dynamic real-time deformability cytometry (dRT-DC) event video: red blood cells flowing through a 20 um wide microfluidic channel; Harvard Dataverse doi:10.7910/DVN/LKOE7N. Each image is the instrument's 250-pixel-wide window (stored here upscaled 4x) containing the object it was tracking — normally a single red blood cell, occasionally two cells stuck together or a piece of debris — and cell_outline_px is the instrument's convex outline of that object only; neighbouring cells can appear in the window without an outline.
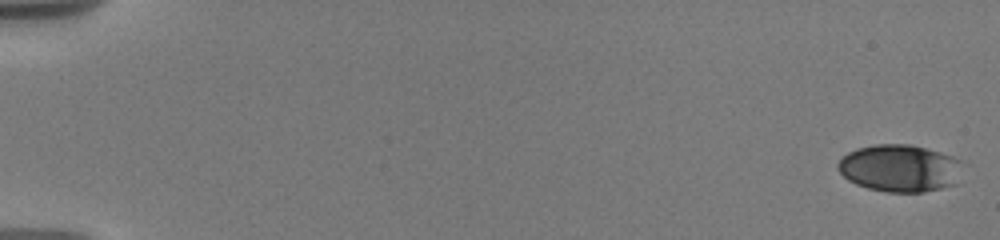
{"species": "human", "species_latin": "Homo sapiens", "temperature_condition": "warm", "stored_images_in_passage": 33, "camera_frame_rate_fps": 3000, "um_per_image_px": 0.085, "donor": {"sex": "male"}, "frame": {"image": 1, "passage_image": 1, "time_ms": 0.0, "image_size_px": [1000, 240], "cell_outline_px": [[960, 160], [956, 184], [924, 192], [884, 192], [868, 188], [856, 184], [848, 180], [836, 168], [836, 164], [848, 152], [856, 148], [876, 144], [912, 144], [952, 156]], "centroid_in_image_um": [76.43, 14.29], "position_along_channel_um": 8.6, "area_um2": 34.22}}
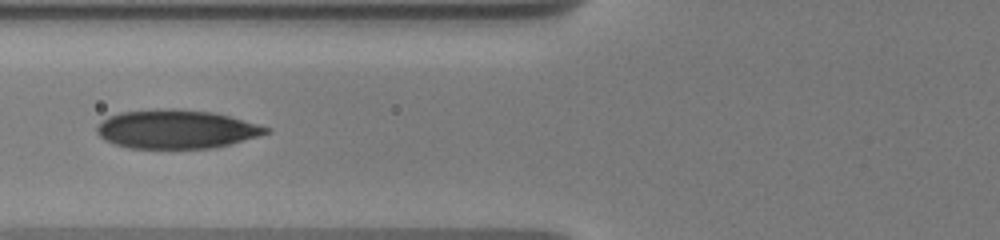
{"frame": {"image": 2, "passage_image": 16, "time_ms": 7.667, "image_size_px": [1000, 240], "cell_outline_px": [[272, 132], [232, 144], [212, 148], [128, 148], [104, 140], [96, 132], [96, 128], [108, 116], [120, 112], [164, 108], [172, 108], [212, 112], [228, 116], [272, 128]], "centroid_in_image_um": [15.01, 10.98], "position_along_channel_um": 110.8, "area_um2": 38.21}}
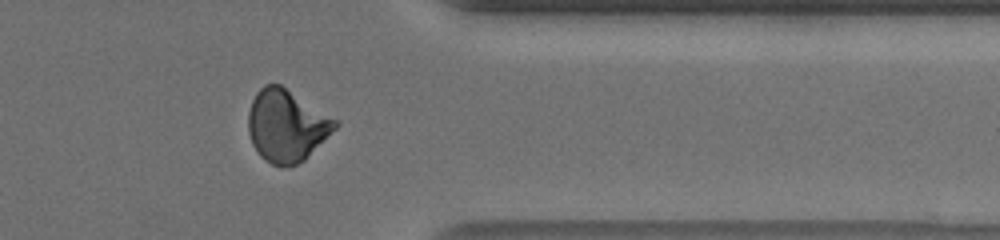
{"frame": {"image": 3, "passage_image": 30, "time_ms": 15.333, "image_size_px": [1000, 240], "cell_outline_px": [[340, 124], [304, 160], [296, 164], [272, 164], [264, 160], [260, 156], [252, 144], [248, 132], [248, 112], [252, 100], [256, 92], [264, 84], [280, 84], [336, 120]], "centroid_in_image_um": [24.32, 10.66], "position_along_channel_um": 387.1, "area_um2": 35.89}, "authors_computed_cell_mechanics": {"area_um2": 35.6626, "velocity_mm_per_s": 3.6879, "shape_relaxation_time_tau1_ms": 7.0462, "shape_relaxation_time_tau2_ms": 2.0716, "deformation_change_tau1": 0.1958, "deformation_change_tau2": 0.0724}}